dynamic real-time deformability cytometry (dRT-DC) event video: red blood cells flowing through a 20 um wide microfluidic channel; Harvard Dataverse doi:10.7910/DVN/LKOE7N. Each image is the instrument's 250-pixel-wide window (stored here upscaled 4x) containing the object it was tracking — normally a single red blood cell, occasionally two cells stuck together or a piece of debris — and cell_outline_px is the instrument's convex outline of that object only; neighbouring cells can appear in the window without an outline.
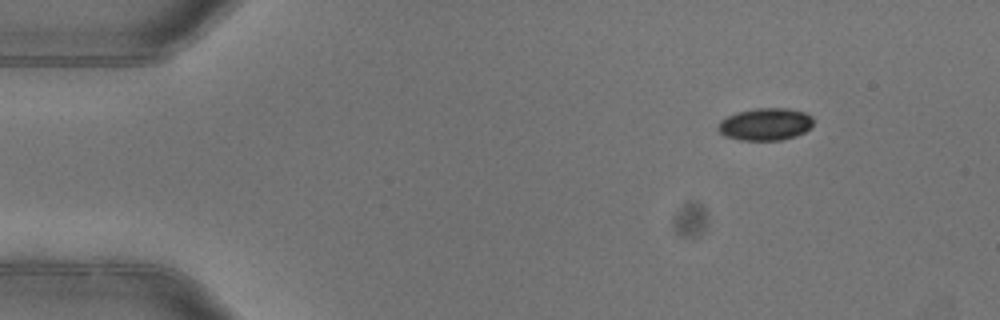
{"species": "common noctule bat (a hibernating species)", "species_latin": "Nyctalus noctula", "temperature_condition": "warm", "stored_images_in_passage": 6, "camera_frame_rate_fps": 3000, "um_per_image_px": 0.085, "animal": {"sex": "female"}, "frame": {"image": 1, "passage_image": 1, "time_ms": 0.0, "image_size_px": [1000, 320], "cell_outline_px": [[812, 128], [796, 136], [780, 140], [740, 140], [724, 136], [716, 128], [720, 120], [736, 112], [756, 108], [784, 108], [804, 112], [812, 116]], "centroid_in_image_um": [65.04, 10.56], "position_along_channel_um": 20.0, "area_um2": 18.03}}